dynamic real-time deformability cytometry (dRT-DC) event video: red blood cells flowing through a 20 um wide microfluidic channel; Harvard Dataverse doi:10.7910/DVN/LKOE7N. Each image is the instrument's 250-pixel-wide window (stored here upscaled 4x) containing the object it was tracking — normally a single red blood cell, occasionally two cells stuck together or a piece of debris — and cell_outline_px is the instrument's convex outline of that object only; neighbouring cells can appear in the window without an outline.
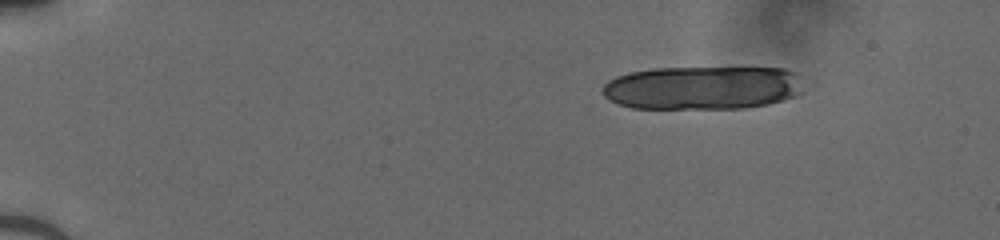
{"species": "human", "species_latin": "Homo sapiens", "temperature_condition": "cold", "stored_images_in_passage": 14, "camera_frame_rate_fps": 3000, "um_per_image_px": 0.085, "donor": {"sex": "male"}, "frame": {"image": 1, "passage_image": 1, "time_ms": 0.0, "image_size_px": [1000, 240], "cell_outline_px": [[800, 92], [796, 96], [784, 100], [768, 104], [744, 108], [632, 108], [608, 100], [600, 92], [600, 88], [608, 80], [616, 76], [628, 72], [652, 68], [784, 68], [792, 72]], "centroid_in_image_um": [59.58, 7.46], "position_along_channel_um": 25.4, "area_um2": 50.81}}